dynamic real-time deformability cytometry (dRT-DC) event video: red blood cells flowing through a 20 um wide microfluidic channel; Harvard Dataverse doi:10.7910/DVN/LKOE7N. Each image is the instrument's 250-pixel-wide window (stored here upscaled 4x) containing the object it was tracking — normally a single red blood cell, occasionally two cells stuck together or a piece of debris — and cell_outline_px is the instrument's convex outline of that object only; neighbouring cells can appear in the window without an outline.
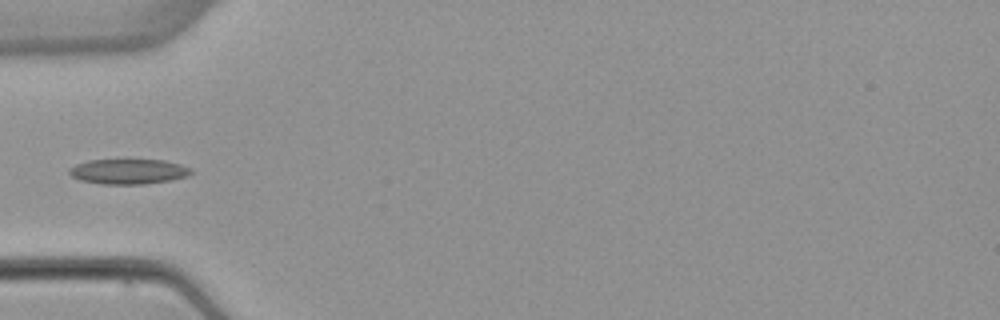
{"species": "common noctule bat (a hibernating species)", "species_latin": "Nyctalus noctula", "temperature_condition": "warm", "stored_images_in_passage": 5, "camera_frame_rate_fps": 3000, "um_per_image_px": 0.085, "animal": {"sex": "female", "body_mass_g": 22.7, "forearm_length_mm": 54.2}, "frame": {"image": 1, "passage_image": 4, "time_ms": 3.667, "image_size_px": [1000, 320], "cell_outline_px": [[192, 172], [188, 176], [168, 180], [144, 184], [104, 184], [80, 180], [72, 176], [68, 172], [68, 168], [76, 164], [88, 160], [164, 160], [180, 164], [192, 168]], "centroid_in_image_um": [10.9, 14.57], "position_along_channel_um": 74.1, "area_um2": 17.74}}
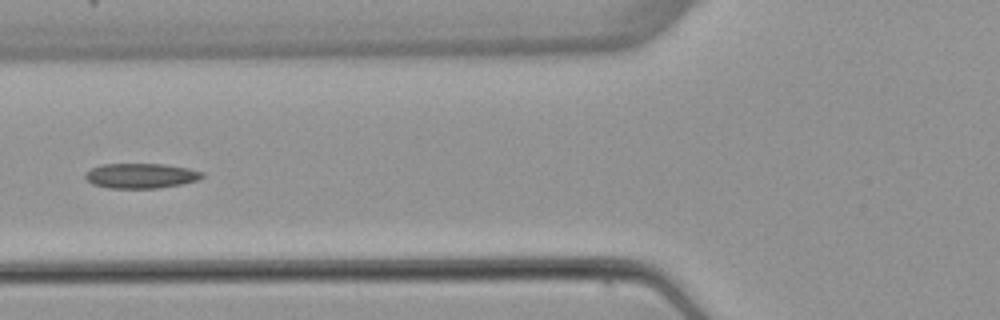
{"frame": {"image": 2, "passage_image": 5, "time_ms": 4.667, "image_size_px": [1000, 320], "cell_outline_px": [[204, 176], [196, 180], [180, 184], [156, 188], [108, 188], [92, 184], [84, 176], [92, 168], [100, 164], [164, 164], [188, 168], [204, 172]], "centroid_in_image_um": [11.97, 14.93], "position_along_channel_um": 113.8, "area_um2": 16.88}}